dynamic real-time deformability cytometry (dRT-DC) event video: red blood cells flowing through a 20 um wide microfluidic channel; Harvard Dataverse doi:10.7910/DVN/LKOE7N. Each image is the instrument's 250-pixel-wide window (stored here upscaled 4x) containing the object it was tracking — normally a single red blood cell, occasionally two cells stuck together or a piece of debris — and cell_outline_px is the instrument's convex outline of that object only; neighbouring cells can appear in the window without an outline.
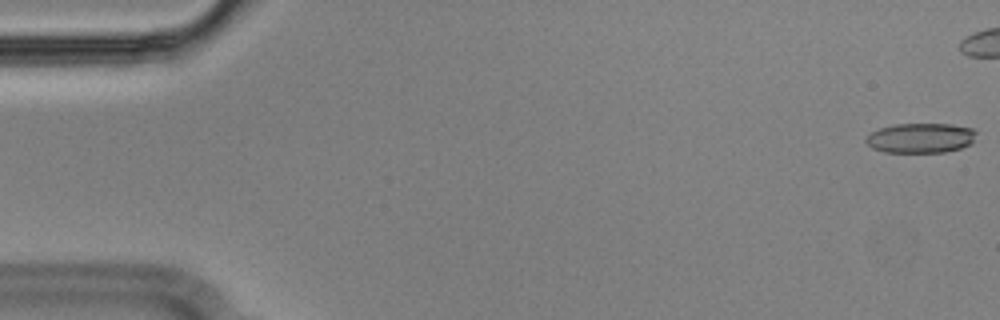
{"species": "Egyptian fruit bat (a non-hibernating species)", "species_latin": "Rousettus aegyptiacus", "temperature_condition": "cold", "stored_images_in_passage": 46, "camera_frame_rate_fps": 3000, "um_per_image_px": 0.085, "animal": {"sex": "male"}, "frame": {"image": 1, "passage_image": 1, "time_ms": 0.0, "image_size_px": [1000, 320], "cell_outline_px": [[976, 132], [972, 144], [960, 148], [944, 152], [884, 152], [872, 148], [864, 140], [872, 132], [880, 128], [896, 124], [952, 124], [972, 128]], "centroid_in_image_um": [78.27, 11.73], "position_along_channel_um": 6.7, "area_um2": 19.13}}
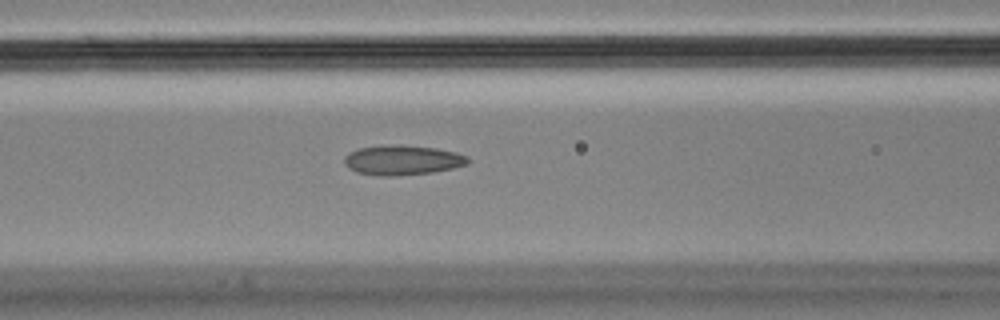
{"frame": {"image": 2, "passage_image": 23, "time_ms": 7.333, "image_size_px": [1000, 320], "cell_outline_px": [[468, 164], [452, 168], [432, 172], [392, 176], [380, 176], [356, 172], [348, 168], [344, 164], [344, 156], [348, 152], [360, 148], [400, 144], [436, 148], [456, 152], [468, 156]], "centroid_in_image_um": [34.19, 13.61], "position_along_channel_um": 132.4, "area_um2": 21.44}}
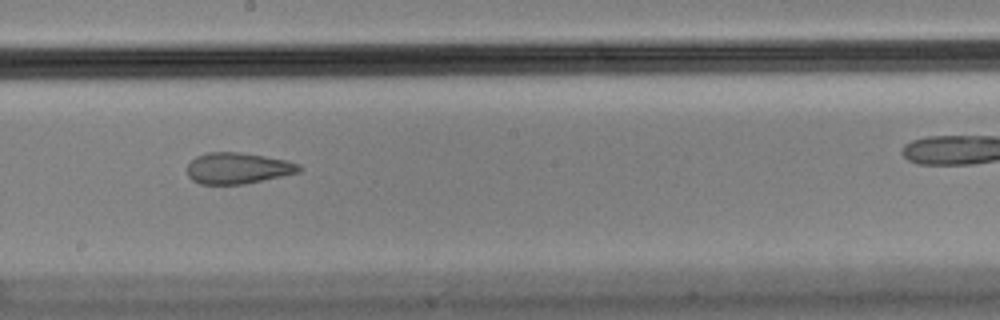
{"frame": {"image": 3, "passage_image": 31, "time_ms": 10.0, "image_size_px": [1000, 320], "cell_outline_px": [[300, 172], [244, 184], [200, 184], [192, 180], [188, 176], [188, 164], [196, 156], [208, 152], [236, 152], [264, 156], [288, 160], [300, 164]], "centroid_in_image_um": [20.21, 14.3], "position_along_channel_um": 228.0, "area_um2": 20.23}}